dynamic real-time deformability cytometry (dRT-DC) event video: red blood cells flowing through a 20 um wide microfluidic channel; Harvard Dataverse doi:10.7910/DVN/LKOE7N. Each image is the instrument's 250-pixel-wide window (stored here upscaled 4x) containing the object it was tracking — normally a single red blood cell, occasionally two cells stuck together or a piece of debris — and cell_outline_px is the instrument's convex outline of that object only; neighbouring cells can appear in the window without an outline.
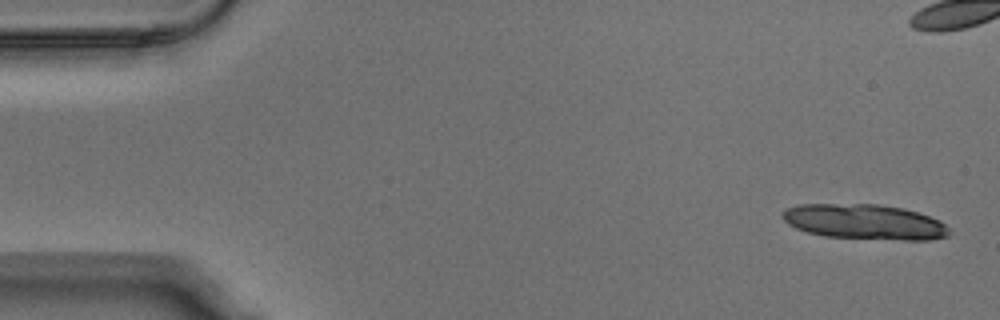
{"species": "Egyptian fruit bat (a non-hibernating species)", "species_latin": "Rousettus aegyptiacus", "temperature_condition": "warm", "stored_images_in_passage": 3, "camera_frame_rate_fps": 3000, "um_per_image_px": 0.085, "animal": {"sex": "male"}, "frame": {"image": 1, "passage_image": 1, "time_ms": 0.0, "image_size_px": [1000, 320], "cell_outline_px": [[948, 236], [932, 240], [904, 240], [824, 236], [808, 232], [796, 228], [788, 224], [780, 216], [784, 208], [796, 204], [880, 204], [904, 208], [940, 220], [948, 228]], "centroid_in_image_um": [73.45, 18.85], "position_along_channel_um": 11.5, "area_um2": 34.28}}